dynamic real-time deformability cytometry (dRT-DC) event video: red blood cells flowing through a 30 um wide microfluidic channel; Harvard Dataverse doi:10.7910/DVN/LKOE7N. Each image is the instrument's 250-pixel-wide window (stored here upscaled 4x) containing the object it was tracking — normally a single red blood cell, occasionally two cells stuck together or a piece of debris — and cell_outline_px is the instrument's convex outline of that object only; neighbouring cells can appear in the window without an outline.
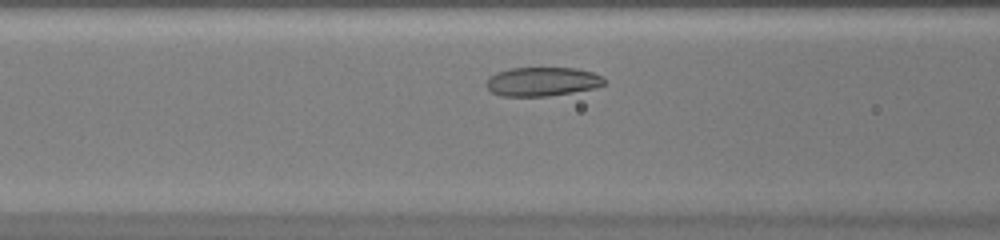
{"species": "common noctule bat (a hibernating species)", "species_latin": "Nyctalus noctula", "temperature_condition": "warm", "stored_images_in_passage": 27, "camera_frame_rate_fps": 3000, "um_per_image_px": 0.085, "animal": {"sex": "female", "body_mass_g": 20.0, "forearm_length_mm": 54.0}, "frame": {"image": 1, "passage_image": 7, "time_ms": 2.0, "image_size_px": [1000, 240], "cell_outline_px": [[604, 84], [596, 88], [548, 96], [500, 96], [492, 92], [488, 88], [488, 76], [496, 72], [512, 68], [576, 68], [592, 72], [604, 76]], "centroid_in_image_um": [46.11, 6.93], "position_along_channel_um": 120.5, "area_um2": 19.88}}
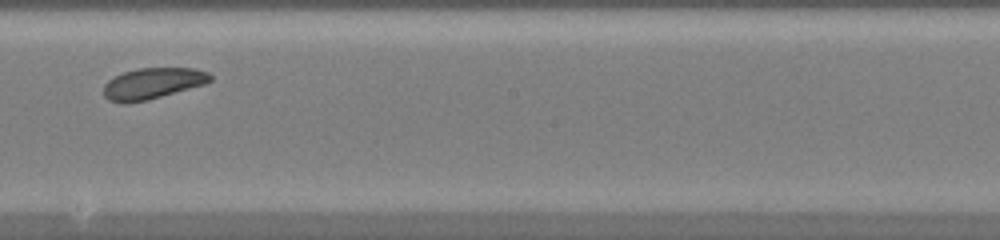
{"frame": {"image": 2, "passage_image": 15, "time_ms": 4.667, "image_size_px": [1000, 240], "cell_outline_px": [[212, 80], [204, 84], [148, 100], [108, 100], [104, 96], [104, 84], [108, 80], [124, 72], [140, 68], [196, 68], [208, 72], [212, 76]], "centroid_in_image_um": [13.04, 7.05], "position_along_channel_um": 235.2, "area_um2": 18.73}}
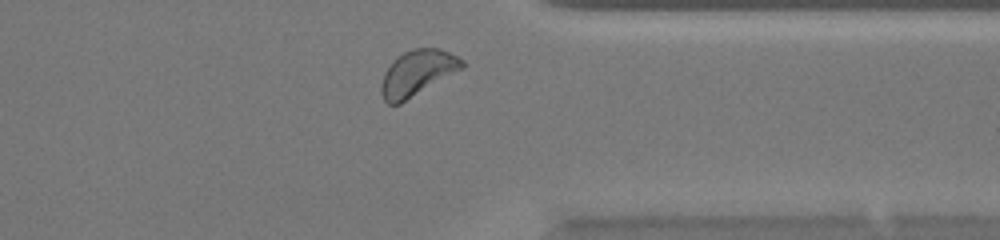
{"frame": {"image": 3, "passage_image": 25, "time_ms": 8.0, "image_size_px": [1000, 240], "cell_outline_px": [[468, 64], [464, 68], [400, 104], [388, 104], [384, 100], [380, 92], [380, 84], [384, 72], [392, 60], [396, 56], [404, 52], [416, 48], [436, 48], [448, 52], [464, 60]], "centroid_in_image_um": [35.47, 6.21], "position_along_channel_um": 375.9, "area_um2": 21.68}}